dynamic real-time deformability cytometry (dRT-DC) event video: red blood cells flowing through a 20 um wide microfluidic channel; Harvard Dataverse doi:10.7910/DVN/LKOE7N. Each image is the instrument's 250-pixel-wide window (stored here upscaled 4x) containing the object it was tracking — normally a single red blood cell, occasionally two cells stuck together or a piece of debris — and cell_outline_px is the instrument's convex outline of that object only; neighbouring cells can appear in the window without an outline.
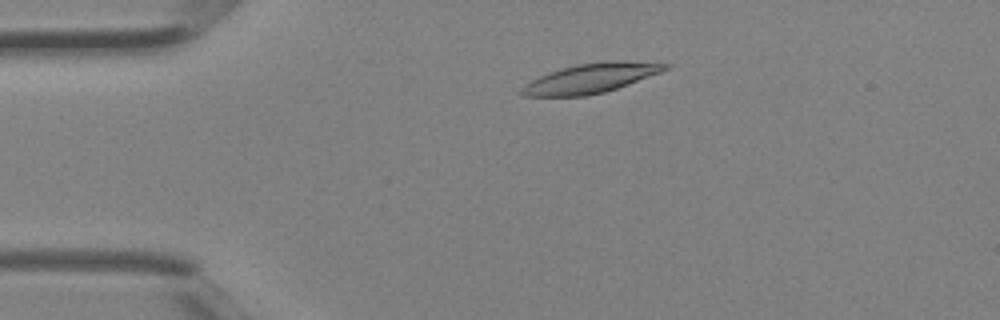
{"species": "Egyptian fruit bat (a non-hibernating species)", "species_latin": "Rousettus aegyptiacus", "temperature_condition": "room temperature", "stored_images_in_passage": 3, "camera_frame_rate_fps": 3000, "um_per_image_px": 0.085, "animal": {"sex": "female"}, "frame": {"image": 1, "passage_image": 2, "time_ms": 0.333, "image_size_px": [1000, 320], "cell_outline_px": [[672, 64], [668, 68], [660, 72], [628, 84], [604, 92], [584, 96], [524, 96], [520, 92], [520, 88], [524, 84], [548, 72], [576, 64], [608, 60], [616, 60]], "centroid_in_image_um": [50.19, 6.64], "position_along_channel_um": 34.8, "area_um2": 24.51}}